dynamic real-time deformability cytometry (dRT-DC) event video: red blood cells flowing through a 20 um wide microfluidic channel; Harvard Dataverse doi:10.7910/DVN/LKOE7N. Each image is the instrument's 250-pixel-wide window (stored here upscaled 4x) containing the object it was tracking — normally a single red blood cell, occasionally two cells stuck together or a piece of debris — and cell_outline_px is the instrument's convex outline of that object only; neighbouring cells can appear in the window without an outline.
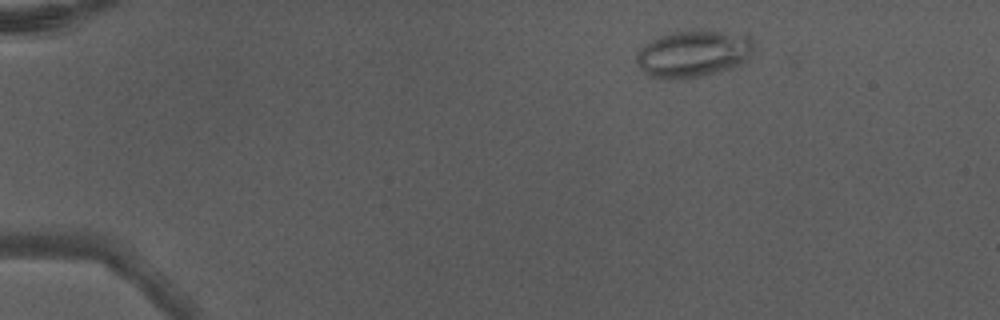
{"species": "Egyptian fruit bat (a non-hibernating species)", "species_latin": "Rousettus aegyptiacus", "temperature_condition": "warm", "stored_images_in_passage": 4, "camera_frame_rate_fps": 3000, "um_per_image_px": 0.085, "animal": {"sex": "male"}, "frame": {"image": 1, "passage_image": 2, "time_ms": 0.333, "image_size_px": [1000, 320], "cell_outline_px": [[752, 52], [748, 60], [732, 68], [720, 72], [704, 76], [684, 80], [660, 80], [648, 76], [640, 68], [636, 60], [636, 52], [644, 44], [656, 36], [672, 32], [720, 32], [752, 36]], "centroid_in_image_um": [58.88, 4.63], "position_along_channel_um": 26.1, "area_um2": 32.43}}